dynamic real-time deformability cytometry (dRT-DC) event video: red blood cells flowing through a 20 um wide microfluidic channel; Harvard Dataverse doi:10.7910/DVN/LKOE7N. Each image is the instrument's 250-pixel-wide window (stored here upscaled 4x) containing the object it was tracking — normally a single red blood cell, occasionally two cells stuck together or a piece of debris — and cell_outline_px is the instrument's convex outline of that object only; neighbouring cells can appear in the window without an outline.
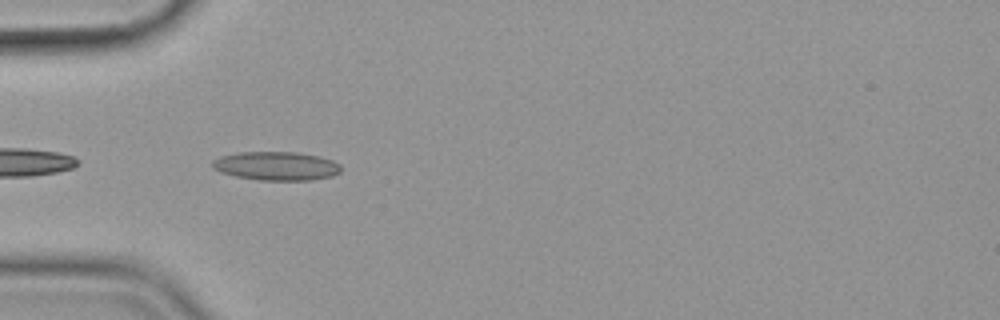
{"species": "common noctule bat (a hibernating species)", "species_latin": "Nyctalus noctula", "temperature_condition": "cold", "stored_images_in_passage": 40, "camera_frame_rate_fps": 3000, "um_per_image_px": 0.085, "animal": {"sex": "female", "body_mass_g": 19.9}, "frame": {"image": 1, "passage_image": 2, "time_ms": 0.333, "image_size_px": [1000, 320], "cell_outline_px": [[340, 172], [332, 176], [312, 180], [260, 180], [236, 176], [220, 172], [212, 168], [212, 160], [220, 156], [240, 152], [296, 152], [320, 156], [332, 160], [340, 164]], "centroid_in_image_um": [23.48, 14.1], "position_along_channel_um": 61.5, "area_um2": 21.56}}
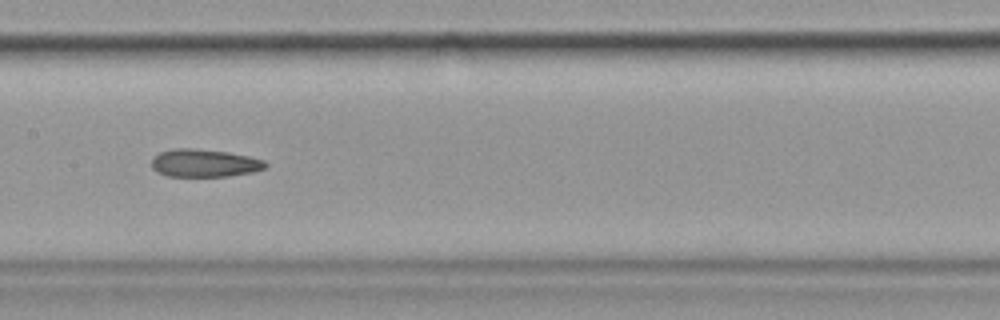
{"frame": {"image": 2, "passage_image": 13, "time_ms": 4.0, "image_size_px": [1000, 320], "cell_outline_px": [[268, 164], [264, 168], [252, 172], [228, 176], [164, 176], [156, 172], [152, 168], [152, 156], [160, 152], [176, 148], [196, 148], [228, 152], [248, 156], [264, 160]], "centroid_in_image_um": [17.33, 13.86], "position_along_channel_um": 190.1, "area_um2": 18.55}}
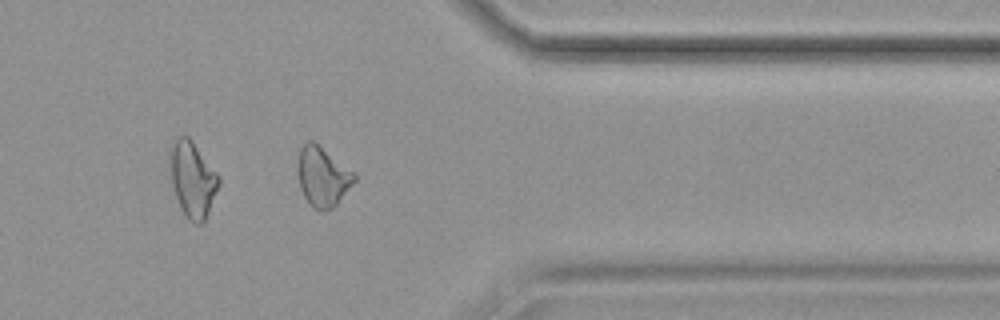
{"frame": {"image": 3, "passage_image": 30, "time_ms": 9.667, "image_size_px": [1000, 320], "cell_outline_px": [[356, 180], [336, 204], [332, 208], [320, 212], [312, 208], [304, 196], [300, 188], [300, 148], [308, 140], [312, 140], [356, 172]], "centroid_in_image_um": [27.47, 15.03], "position_along_channel_um": 383.9, "area_um2": 19.31}, "authors_computed_cell_mechanics": {"area_um2": 19.4786, "velocity_mm_per_s": 3.5889, "shape_relaxation_time_tau1_ms": null, "shape_relaxation_time_tau2_ms": 4.3358, "deformation_change_tau1": null, "deformation_change_tau2": 0.121}}